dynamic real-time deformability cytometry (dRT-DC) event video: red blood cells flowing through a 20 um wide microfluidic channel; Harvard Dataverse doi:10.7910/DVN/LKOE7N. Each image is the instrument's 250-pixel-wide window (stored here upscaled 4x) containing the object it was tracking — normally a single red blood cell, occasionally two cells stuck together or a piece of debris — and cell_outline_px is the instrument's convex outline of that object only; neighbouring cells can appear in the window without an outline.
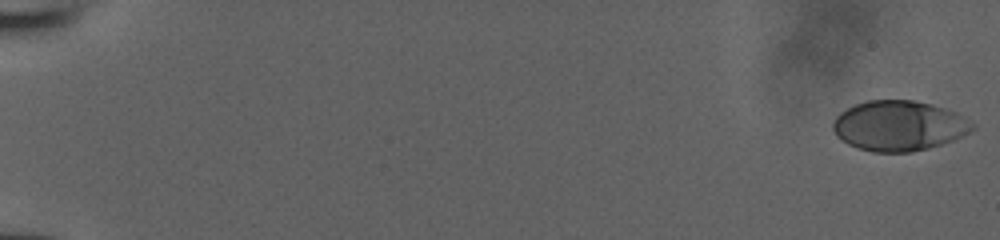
{"species": "human", "species_latin": "Homo sapiens", "temperature_condition": "room temperature", "stored_images_in_passage": 53, "camera_frame_rate_fps": 3000, "um_per_image_px": 0.085, "donor": {"sex": "male"}, "frame": {"image": 1, "passage_image": 1, "time_ms": 0.0, "image_size_px": [1000, 240], "cell_outline_px": [[976, 128], [952, 140], [928, 148], [912, 152], [872, 152], [856, 148], [848, 144], [836, 136], [832, 128], [832, 124], [836, 116], [840, 112], [856, 104], [868, 100], [912, 100], [932, 104], [956, 112], [964, 116], [976, 124]], "centroid_in_image_um": [76.4, 10.69], "position_along_channel_um": 8.6, "area_um2": 40.86}}
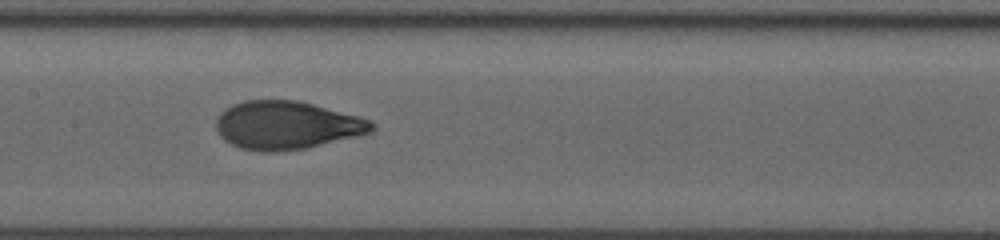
{"frame": {"image": 2, "passage_image": 29, "time_ms": 9.333, "image_size_px": [1000, 240], "cell_outline_px": [[376, 128], [372, 132], [356, 136], [304, 148], [276, 152], [260, 152], [240, 148], [224, 140], [216, 132], [216, 120], [220, 112], [224, 108], [232, 104], [244, 100], [296, 100], [360, 116], [376, 124]], "centroid_in_image_um": [24.33, 10.64], "position_along_channel_um": 183.1, "area_um2": 43.81}}
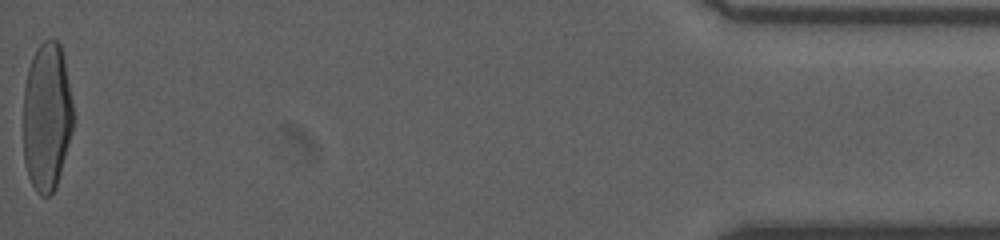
{"frame": {"image": 3, "passage_image": 53, "time_ms": 17.333, "image_size_px": [1000, 240], "cell_outline_px": [[72, 132], [56, 188], [48, 196], [40, 196], [36, 192], [28, 176], [24, 160], [24, 88], [28, 68], [32, 56], [36, 48], [44, 40], [56, 40], [60, 44], [64, 56], [72, 100]], "centroid_in_image_um": [3.97, 9.92], "position_along_channel_um": 431.2, "area_um2": 43.29}}